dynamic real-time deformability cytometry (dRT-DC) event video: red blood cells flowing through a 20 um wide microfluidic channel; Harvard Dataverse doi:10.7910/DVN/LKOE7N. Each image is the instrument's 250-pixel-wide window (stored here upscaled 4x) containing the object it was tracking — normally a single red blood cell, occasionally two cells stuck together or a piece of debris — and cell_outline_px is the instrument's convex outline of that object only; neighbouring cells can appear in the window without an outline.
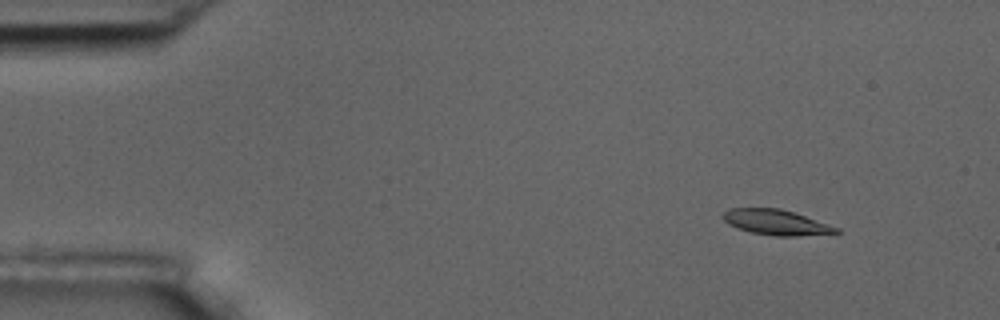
{"species": "common noctule bat (a hibernating species)", "species_latin": "Nyctalus noctula", "temperature_condition": "room temperature", "stored_images_in_passage": 5, "camera_frame_rate_fps": 3000, "um_per_image_px": 0.085, "animal": {"sex": "male", "body_mass_g": 17.5, "forearm_length_mm": 52.3}, "frame": {"image": 1, "passage_image": 2, "time_ms": 1.333, "image_size_px": [1000, 320], "cell_outline_px": [[840, 232], [796, 236], [776, 236], [752, 232], [736, 228], [728, 224], [720, 216], [724, 212], [732, 208], [780, 208], [840, 228]], "centroid_in_image_um": [65.92, 18.89], "position_along_channel_um": 19.1, "area_um2": 16.47}}
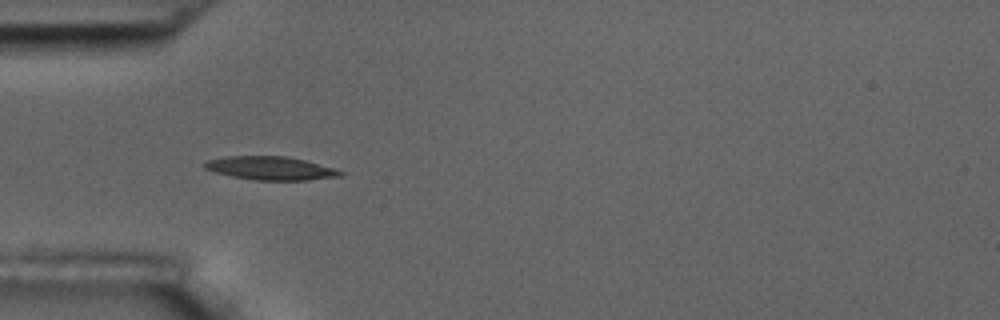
{"frame": {"image": 2, "passage_image": 5, "time_ms": 5.0, "image_size_px": [1000, 320], "cell_outline_px": [[344, 172], [340, 176], [308, 180], [256, 180], [232, 176], [216, 172], [204, 168], [204, 160], [224, 156], [288, 156], [336, 168]], "centroid_in_image_um": [22.99, 14.29], "position_along_channel_um": 62.0, "area_um2": 18.55}}